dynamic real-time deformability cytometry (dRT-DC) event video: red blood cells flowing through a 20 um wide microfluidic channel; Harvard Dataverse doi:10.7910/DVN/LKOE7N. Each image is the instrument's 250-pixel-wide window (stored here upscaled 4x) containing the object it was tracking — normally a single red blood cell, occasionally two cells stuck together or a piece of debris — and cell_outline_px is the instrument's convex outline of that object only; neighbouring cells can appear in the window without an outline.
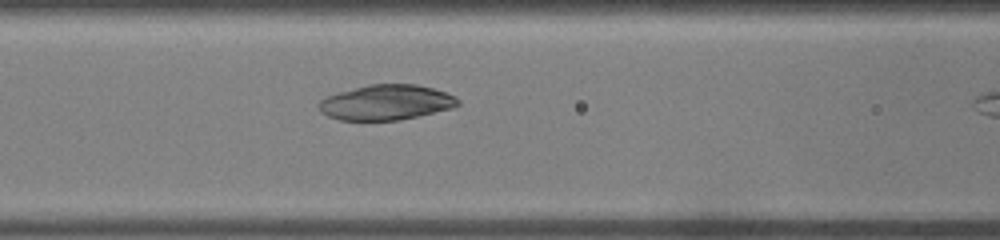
{"species": "common noctule bat (a hibernating species)", "species_latin": "Nyctalus noctula", "temperature_condition": "warm", "stored_images_in_passage": 9, "camera_frame_rate_fps": 3000, "um_per_image_px": 0.085, "animal": {"sex": "male", "body_mass_g": 19.0, "forearm_length_mm": 50.8}, "frame": {"image": 1, "passage_image": 8, "time_ms": 2.333, "image_size_px": [1000, 240], "cell_outline_px": [[460, 104], [452, 108], [400, 120], [340, 120], [328, 116], [320, 112], [316, 104], [320, 100], [328, 96], [340, 92], [368, 84], [416, 84], [432, 88], [456, 96], [460, 100]], "centroid_in_image_um": [32.82, 8.71], "position_along_channel_um": 133.8, "area_um2": 28.5}}